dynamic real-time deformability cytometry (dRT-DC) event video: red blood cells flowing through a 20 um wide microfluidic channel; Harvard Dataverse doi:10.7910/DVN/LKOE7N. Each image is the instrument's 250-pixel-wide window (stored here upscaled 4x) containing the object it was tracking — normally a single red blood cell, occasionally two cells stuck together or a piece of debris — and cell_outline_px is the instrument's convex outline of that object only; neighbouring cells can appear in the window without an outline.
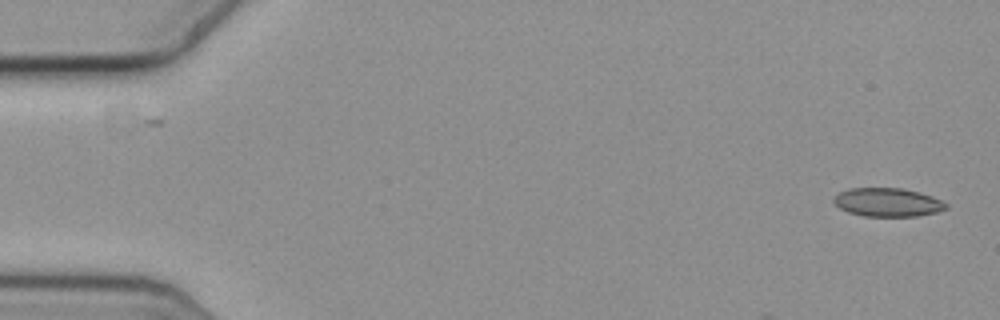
{"species": "common noctule bat (a hibernating species)", "species_latin": "Nyctalus noctula", "temperature_condition": "cold", "stored_images_in_passage": 6, "camera_frame_rate_fps": 3000, "um_per_image_px": 0.085, "animal": {"sex": "female", "body_mass_g": 19.3, "forearm_length_mm": 54.1}, "frame": {"image": 1, "passage_image": 1, "time_ms": 0.0, "image_size_px": [1000, 320], "cell_outline_px": [[948, 208], [936, 212], [916, 216], [864, 216], [848, 212], [840, 208], [832, 200], [840, 192], [848, 188], [900, 188], [920, 192], [932, 196], [948, 204]], "centroid_in_image_um": [75.46, 17.19], "position_along_channel_um": 9.5, "area_um2": 18.61}}